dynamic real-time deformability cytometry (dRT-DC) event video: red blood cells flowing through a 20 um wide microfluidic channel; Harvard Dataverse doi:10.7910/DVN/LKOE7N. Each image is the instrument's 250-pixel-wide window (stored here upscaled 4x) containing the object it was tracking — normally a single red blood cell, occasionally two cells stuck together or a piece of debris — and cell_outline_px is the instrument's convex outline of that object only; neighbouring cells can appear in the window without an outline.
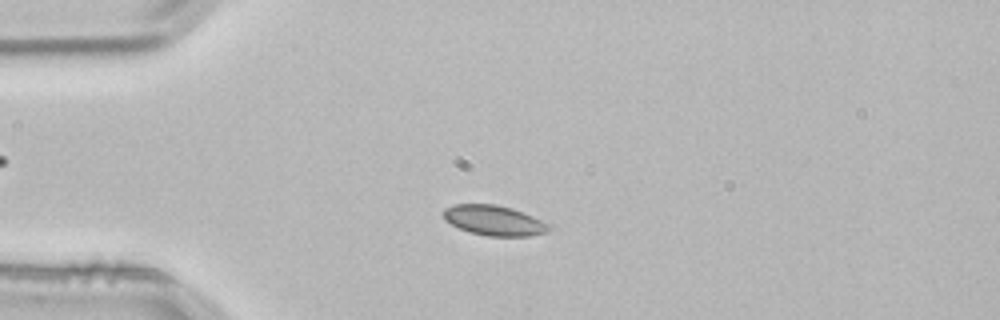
{"species": "common noctule bat (a hibernating species)", "species_latin": "Nyctalus noctula", "temperature_condition": "room temperature", "stored_images_in_passage": 3, "camera_frame_rate_fps": 3000, "um_per_image_px": 0.085, "animal": {"sex": "male", "body_mass_g": 21.5, "forearm_length_mm": 52.0}, "frame": {"image": 1, "passage_image": 2, "time_ms": 0.333, "image_size_px": [1000, 320], "cell_outline_px": [[552, 228], [548, 232], [532, 236], [488, 236], [468, 232], [444, 220], [444, 208], [452, 204], [496, 204], [512, 208], [532, 216], [548, 224]], "centroid_in_image_um": [41.99, 18.74], "position_along_channel_um": 43.0, "area_um2": 18.55}}